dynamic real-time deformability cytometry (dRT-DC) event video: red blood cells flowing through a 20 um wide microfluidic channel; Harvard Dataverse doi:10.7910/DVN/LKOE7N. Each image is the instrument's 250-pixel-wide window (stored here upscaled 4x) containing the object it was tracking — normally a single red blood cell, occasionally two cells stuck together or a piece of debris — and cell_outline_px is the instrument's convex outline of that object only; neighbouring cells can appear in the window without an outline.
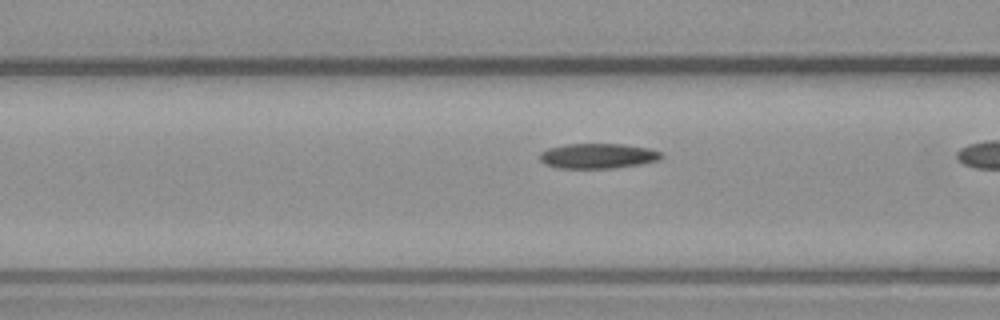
{"species": "common noctule bat (a hibernating species)", "species_latin": "Nyctalus noctula", "temperature_condition": "warm", "stored_images_in_passage": 26, "camera_frame_rate_fps": 3000, "um_per_image_px": 0.085, "animal": {"sex": "male", "body_mass_g": 23.1, "forearm_length_mm": 52.7}, "frame": {"image": 1, "passage_image": 16, "time_ms": 5.0, "image_size_px": [1000, 320], "cell_outline_px": [[664, 156], [660, 160], [640, 164], [612, 168], [560, 168], [544, 164], [540, 160], [540, 152], [548, 148], [564, 144], [624, 144], [648, 148], [660, 152]], "centroid_in_image_um": [50.81, 13.25], "position_along_channel_um": 115.8, "area_um2": 17.8}}
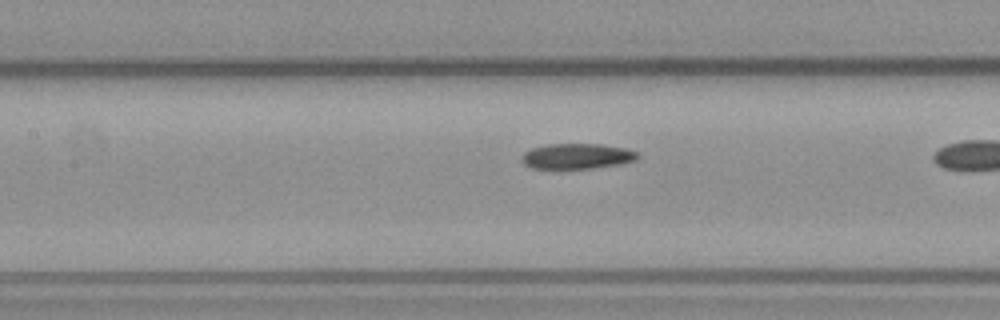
{"frame": {"image": 2, "passage_image": 19, "time_ms": 6.0, "image_size_px": [1000, 320], "cell_outline_px": [[640, 156], [636, 160], [620, 164], [592, 168], [532, 168], [524, 164], [520, 160], [520, 156], [524, 152], [532, 148], [548, 144], [600, 144], [624, 148], [636, 152]], "centroid_in_image_um": [49.01, 13.27], "position_along_channel_um": 158.4, "area_um2": 17.11}}
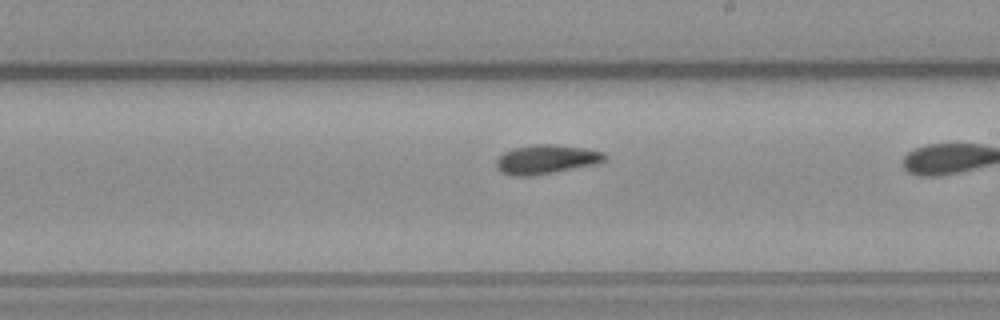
{"frame": {"image": 3, "passage_image": 25, "time_ms": 8.0, "image_size_px": [1000, 320], "cell_outline_px": [[608, 160], [600, 164], [528, 176], [512, 176], [500, 172], [496, 168], [496, 160], [504, 152], [512, 148], [532, 144], [552, 144], [584, 148], [604, 152], [608, 156]], "centroid_in_image_um": [46.46, 13.54], "position_along_channel_um": 242.5, "area_um2": 18.67}}